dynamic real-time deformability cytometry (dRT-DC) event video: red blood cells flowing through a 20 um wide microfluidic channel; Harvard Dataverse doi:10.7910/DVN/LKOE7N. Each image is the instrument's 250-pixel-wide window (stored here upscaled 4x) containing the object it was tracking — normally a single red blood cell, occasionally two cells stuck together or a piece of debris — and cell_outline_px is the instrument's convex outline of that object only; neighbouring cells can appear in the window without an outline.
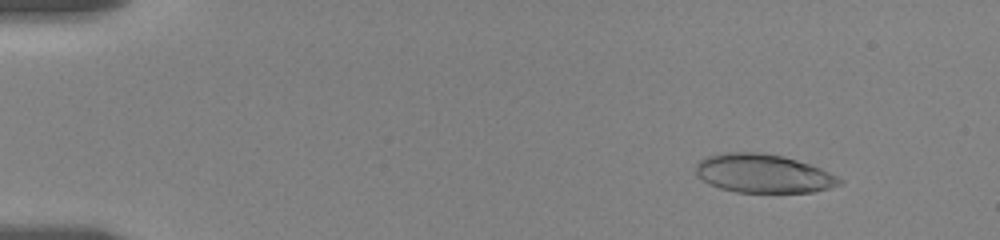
{"species": "human", "species_latin": "Homo sapiens", "temperature_condition": "room temperature", "stored_images_in_passage": 53, "camera_frame_rate_fps": 3000, "um_per_image_px": 0.085, "donor": {"sex": "female"}, "frame": {"image": 1, "passage_image": 2, "time_ms": 0.333, "image_size_px": [1000, 240], "cell_outline_px": [[844, 180], [840, 184], [828, 188], [812, 192], [736, 192], [720, 188], [708, 184], [696, 176], [696, 164], [700, 160], [708, 156], [724, 152], [764, 152], [784, 156], [820, 168]], "centroid_in_image_um": [64.84, 14.74], "position_along_channel_um": 20.2, "area_um2": 32.37}}
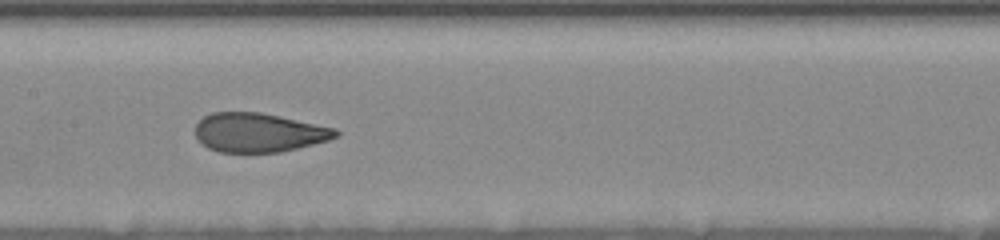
{"frame": {"image": 2, "passage_image": 25, "time_ms": 8.0, "image_size_px": [1000, 240], "cell_outline_px": [[340, 136], [328, 140], [280, 152], [220, 152], [208, 148], [196, 140], [196, 124], [204, 116], [212, 112], [260, 112], [336, 128], [340, 132]], "centroid_in_image_um": [21.98, 11.26], "position_along_channel_um": 185.4, "area_um2": 31.96}}
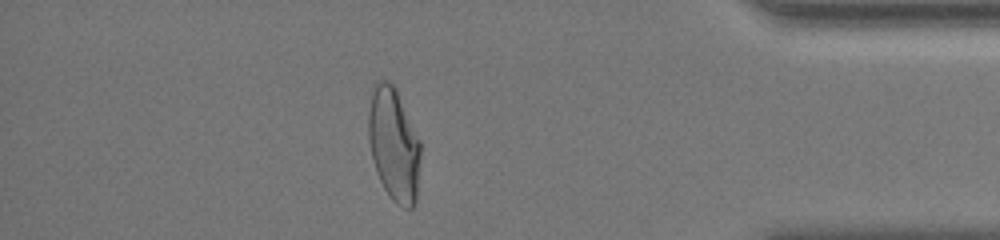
{"frame": {"image": 3, "passage_image": 46, "time_ms": 15.0, "image_size_px": [1000, 240], "cell_outline_px": [[420, 156], [416, 204], [412, 208], [404, 208], [396, 204], [388, 196], [376, 172], [368, 140], [368, 112], [372, 84], [376, 80], [388, 80], [396, 88], [420, 140]], "centroid_in_image_um": [33.46, 12.26], "position_along_channel_um": 401.7, "area_um2": 34.85}, "authors_computed_cell_mechanics": {"area_um2": 33.6396, "velocity_mm_per_s": 3.5232, "shape_relaxation_time_tau1_ms": 5.9297, "shape_relaxation_time_tau2_ms": 1.0615, "deformation_change_tau1": 0.2036, "deformation_change_tau2": 0.0789}}